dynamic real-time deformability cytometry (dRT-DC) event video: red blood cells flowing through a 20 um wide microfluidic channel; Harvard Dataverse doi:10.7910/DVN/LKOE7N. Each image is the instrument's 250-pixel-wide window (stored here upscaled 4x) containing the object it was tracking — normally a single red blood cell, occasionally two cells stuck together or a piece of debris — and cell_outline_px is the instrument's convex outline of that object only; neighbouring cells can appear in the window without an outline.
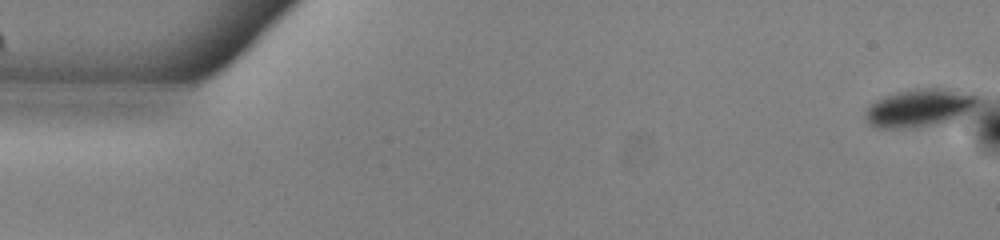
{"species": "common noctule bat (a hibernating species)", "species_latin": "Nyctalus noctula", "temperature_condition": "warm", "stored_images_in_passage": 26, "camera_frame_rate_fps": 3000, "um_per_image_px": 0.085, "animal": {"sex": "male", "body_mass_g": 13.0, "forearm_length_mm": 53.1}, "frame": {"image": 1, "passage_image": 1, "time_ms": 0.0, "image_size_px": [1000, 240], "cell_outline_px": [[980, 100], [960, 120], [904, 128], [876, 128], [868, 124], [864, 120], [864, 116], [868, 108], [876, 100], [896, 92], [916, 88], [940, 88], [980, 92]], "centroid_in_image_um": [78.25, 9.15], "position_along_channel_um": 6.8, "area_um2": 25.37}}
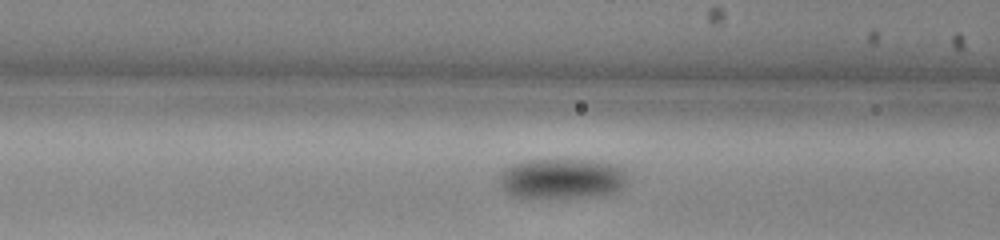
{"frame": {"image": 2, "passage_image": 21, "time_ms": 6.667, "image_size_px": [1000, 240], "cell_outline_px": [[624, 184], [616, 192], [588, 196], [548, 200], [524, 200], [512, 196], [504, 192], [500, 184], [500, 176], [504, 168], [512, 164], [528, 160], [592, 160], [616, 164], [624, 168]], "centroid_in_image_um": [47.67, 15.22], "position_along_channel_um": 118.9, "area_um2": 30.87}}
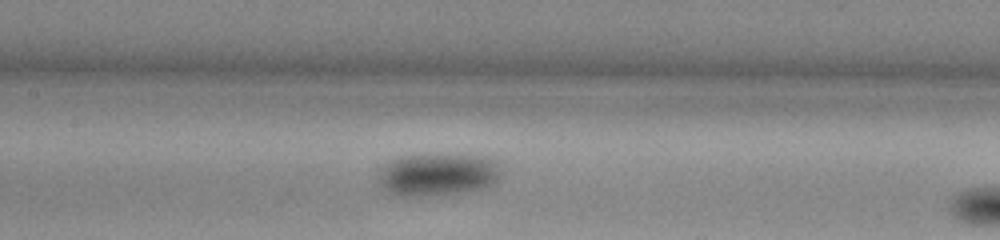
{"frame": {"image": 3, "passage_image": 25, "time_ms": 8.0, "image_size_px": [1000, 240], "cell_outline_px": [[504, 168], [496, 184], [488, 188], [460, 192], [424, 196], [400, 196], [388, 192], [380, 184], [376, 176], [380, 164], [400, 156], [424, 152], [448, 152], [488, 156], [496, 160]], "centroid_in_image_um": [37.24, 14.76], "position_along_channel_um": 170.2, "area_um2": 32.48}}